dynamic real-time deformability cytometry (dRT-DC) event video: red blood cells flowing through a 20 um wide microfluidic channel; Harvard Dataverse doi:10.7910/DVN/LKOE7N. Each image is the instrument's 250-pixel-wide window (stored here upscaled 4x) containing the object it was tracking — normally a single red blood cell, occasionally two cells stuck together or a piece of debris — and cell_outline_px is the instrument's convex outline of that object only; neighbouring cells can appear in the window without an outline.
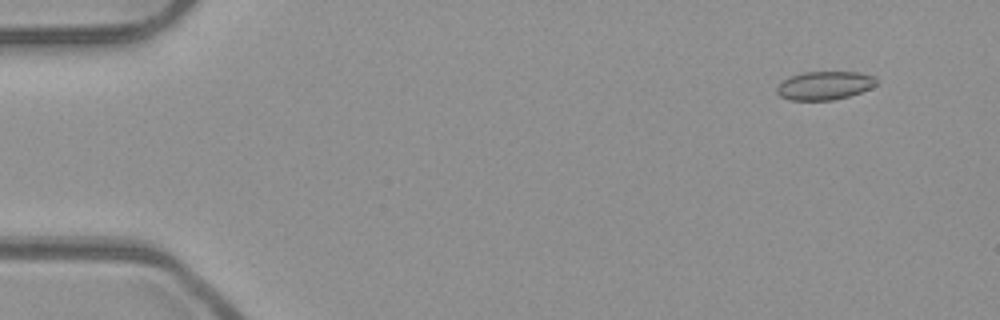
{"species": "common noctule bat (a hibernating species)", "species_latin": "Nyctalus noctula", "temperature_condition": "room temperature", "stored_images_in_passage": 54, "segment_of_instrument_passage": [1, 2], "camera_frame_rate_fps": 3000, "um_per_image_px": 0.085, "animal": {"sex": "male", "body_mass_g": 23.1, "forearm_length_mm": 52.7}, "frame": {"image": 1, "passage_image": 5, "time_ms": 1.333, "image_size_px": [1000, 320], "cell_outline_px": [[876, 84], [872, 88], [848, 96], [832, 100], [788, 100], [780, 96], [776, 92], [776, 88], [788, 76], [804, 72], [860, 72], [876, 76]], "centroid_in_image_um": [70.09, 7.26], "position_along_channel_um": 14.9, "area_um2": 16.59}}
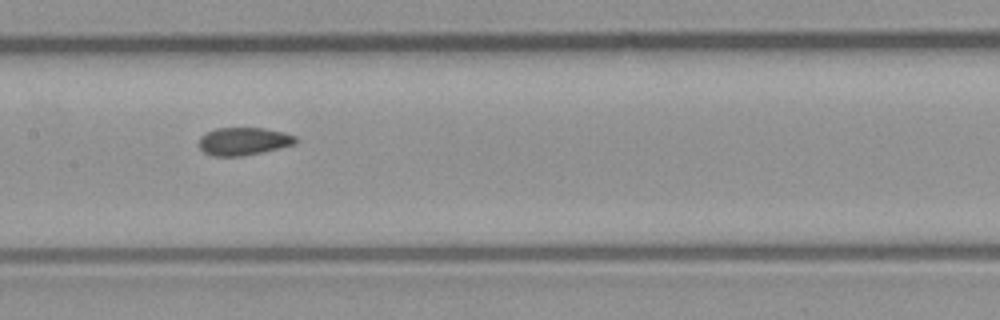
{"frame": {"image": 2, "passage_image": 27, "time_ms": 8.667, "image_size_px": [1000, 320], "cell_outline_px": [[296, 144], [264, 152], [240, 156], [212, 156], [204, 152], [200, 148], [200, 136], [204, 132], [216, 128], [264, 128], [284, 132], [296, 136]], "centroid_in_image_um": [20.7, 12.0], "position_along_channel_um": 186.7, "area_um2": 15.78}}
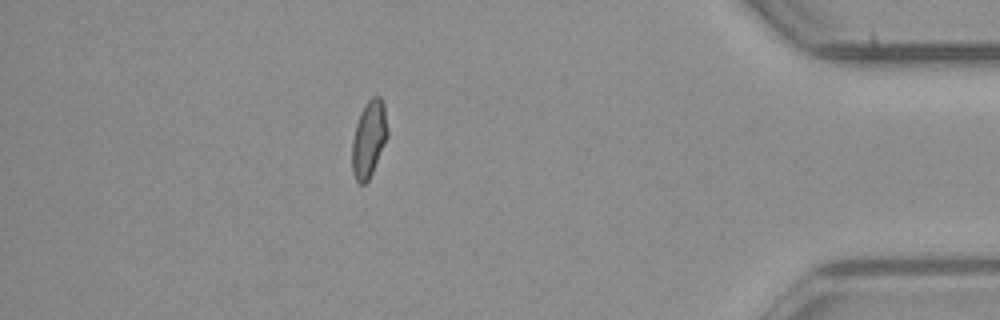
{"frame": {"image": 3, "passage_image": 47, "time_ms": 15.333, "image_size_px": [1000, 320], "cell_outline_px": [[388, 136], [372, 172], [368, 180], [364, 184], [360, 184], [356, 180], [352, 172], [352, 140], [356, 124], [360, 112], [364, 104], [372, 96], [380, 96], [384, 104], [388, 128]], "centroid_in_image_um": [31.35, 11.77], "position_along_channel_um": 403.8, "area_um2": 15.9}}